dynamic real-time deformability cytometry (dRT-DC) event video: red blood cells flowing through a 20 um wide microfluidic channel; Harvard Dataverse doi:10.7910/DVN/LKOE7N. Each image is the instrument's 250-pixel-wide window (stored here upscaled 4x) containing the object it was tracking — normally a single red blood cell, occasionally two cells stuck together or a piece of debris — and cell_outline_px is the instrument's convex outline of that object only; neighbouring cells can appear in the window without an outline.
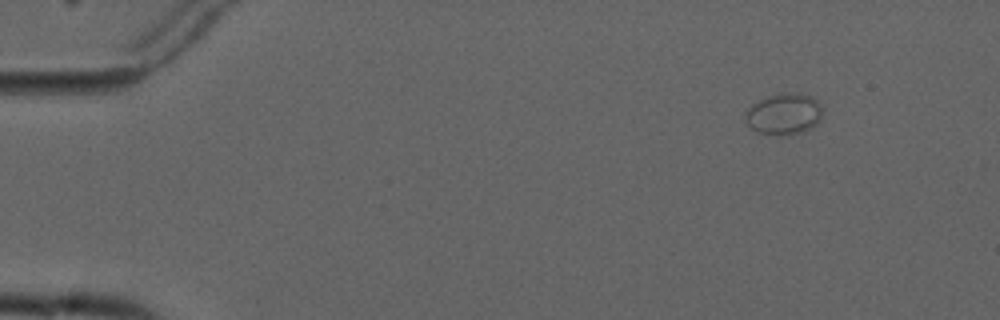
{"species": "common noctule bat (a hibernating species)", "species_latin": "Nyctalus noctula", "temperature_condition": "cold", "stored_images_in_passage": 3, "camera_frame_rate_fps": 3000, "um_per_image_px": 0.085, "animal": {"sex": "male", "forearm_length_mm": 52.5}, "frame": {"image": 1, "passage_image": 3, "time_ms": 2.333, "image_size_px": [1000, 320], "cell_outline_px": [[820, 120], [816, 124], [804, 132], [784, 136], [780, 136], [760, 132], [752, 128], [744, 120], [744, 116], [748, 108], [752, 104], [760, 100], [772, 96], [788, 92], [800, 92], [812, 96], [820, 104]], "centroid_in_image_um": [66.64, 9.7], "position_along_channel_um": 18.4, "area_um2": 18.5}}